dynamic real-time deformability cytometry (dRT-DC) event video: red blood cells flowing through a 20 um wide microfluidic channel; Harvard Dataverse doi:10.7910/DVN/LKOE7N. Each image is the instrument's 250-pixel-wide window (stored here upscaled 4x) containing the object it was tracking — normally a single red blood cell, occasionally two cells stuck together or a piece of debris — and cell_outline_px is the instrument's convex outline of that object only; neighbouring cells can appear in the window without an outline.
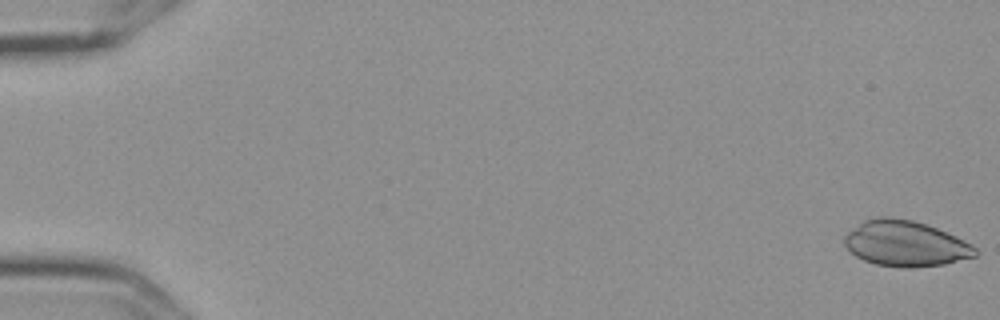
{"species": "Egyptian fruit bat (a non-hibernating species)", "species_latin": "Rousettus aegyptiacus", "temperature_condition": "cold", "stored_images_in_passage": 5, "camera_frame_rate_fps": 3000, "um_per_image_px": 0.085, "frame": {"image": 1, "passage_image": 1, "time_ms": 0.0, "image_size_px": [1000, 320], "cell_outline_px": [[976, 256], [944, 264], [912, 268], [904, 268], [876, 264], [864, 260], [856, 256], [844, 244], [844, 236], [848, 232], [864, 220], [876, 216], [888, 216], [912, 220], [936, 228], [956, 236], [972, 244], [976, 248]], "centroid_in_image_um": [76.96, 20.7], "position_along_channel_um": 8.0, "area_um2": 34.68}}